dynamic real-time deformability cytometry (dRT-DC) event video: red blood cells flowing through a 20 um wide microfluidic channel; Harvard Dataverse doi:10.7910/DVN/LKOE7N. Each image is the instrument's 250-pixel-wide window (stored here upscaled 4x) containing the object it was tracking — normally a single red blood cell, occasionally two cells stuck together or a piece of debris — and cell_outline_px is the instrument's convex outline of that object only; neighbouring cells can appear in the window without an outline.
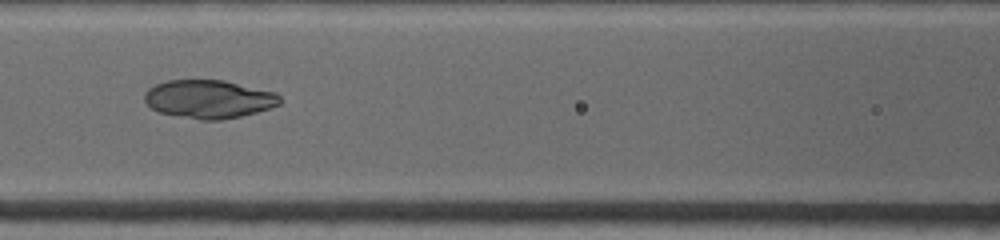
{"species": "common noctule bat (a hibernating species)", "species_latin": "Nyctalus noctula", "temperature_condition": "warm", "stored_images_in_passage": 8, "camera_frame_rate_fps": 4500, "um_per_image_px": 0.085, "animal": {"sex": "female", "body_mass_g": 19.0, "forearm_length_mm": 53.3}, "frame": {"image": 1, "passage_image": 7, "time_ms": 4.444, "image_size_px": [1000, 240], "cell_outline_px": [[280, 104], [256, 112], [240, 116], [220, 120], [200, 120], [160, 112], [152, 108], [144, 100], [144, 92], [148, 88], [156, 84], [168, 80], [224, 80], [276, 92], [280, 96]], "centroid_in_image_um": [17.75, 8.41], "position_along_channel_um": 148.9, "area_um2": 30.11}}